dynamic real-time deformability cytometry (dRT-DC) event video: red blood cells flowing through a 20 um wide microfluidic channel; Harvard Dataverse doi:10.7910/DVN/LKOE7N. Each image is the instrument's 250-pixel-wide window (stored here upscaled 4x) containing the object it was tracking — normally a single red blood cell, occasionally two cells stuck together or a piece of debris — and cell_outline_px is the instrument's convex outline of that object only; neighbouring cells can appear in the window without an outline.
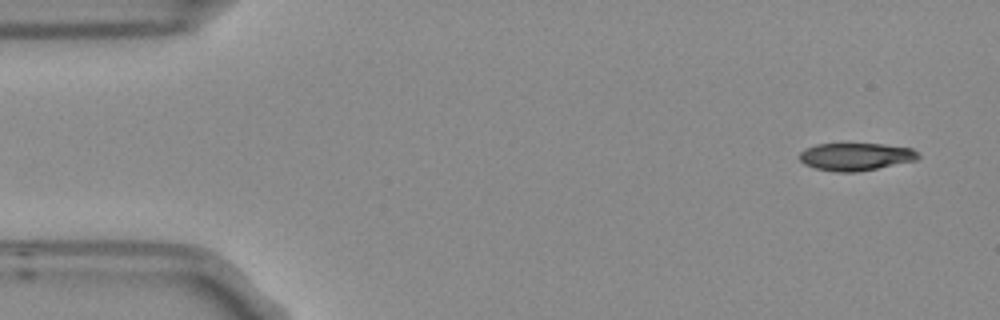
{"species": "Egyptian fruit bat (a non-hibernating species)", "species_latin": "Rousettus aegyptiacus", "temperature_condition": "room temperature", "stored_images_in_passage": 6, "segment_of_instrument_passage": [2, 2], "camera_frame_rate_fps": 3000, "um_per_image_px": 0.085, "frame": {"image": 1, "passage_image": 6, "time_ms": 1.667, "image_size_px": [1000, 320], "cell_outline_px": [[920, 156], [916, 160], [856, 172], [836, 172], [816, 168], [804, 164], [800, 160], [800, 152], [804, 148], [816, 144], [884, 144], [912, 148]], "centroid_in_image_um": [72.71, 13.31], "position_along_channel_um": 12.3, "area_um2": 18.96}}